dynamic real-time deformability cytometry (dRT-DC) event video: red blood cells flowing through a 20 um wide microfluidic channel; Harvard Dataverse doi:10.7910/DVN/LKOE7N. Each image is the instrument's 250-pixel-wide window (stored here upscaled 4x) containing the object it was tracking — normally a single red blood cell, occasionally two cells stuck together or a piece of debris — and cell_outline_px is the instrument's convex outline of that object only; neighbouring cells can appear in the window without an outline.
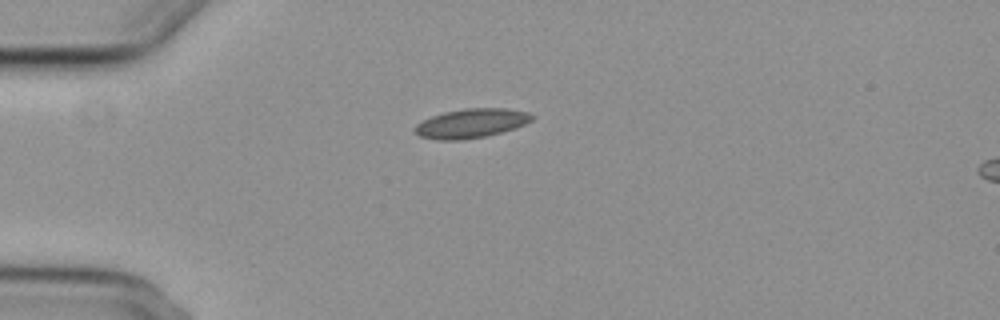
{"species": "common noctule bat (a hibernating species)", "species_latin": "Nyctalus noctula", "temperature_condition": "cold", "stored_images_in_passage": 5, "camera_frame_rate_fps": 3000, "um_per_image_px": 0.085, "animal": {"sex": "female", "body_mass_g": 29.2, "forearm_length_mm": 56.3}, "frame": {"image": 1, "passage_image": 5, "time_ms": 4.667, "image_size_px": [1000, 320], "cell_outline_px": [[536, 116], [532, 120], [516, 128], [484, 136], [460, 140], [440, 140], [420, 136], [416, 132], [416, 124], [432, 116], [444, 112], [464, 108], [508, 108], [528, 112]], "centroid_in_image_um": [40.1, 10.46], "position_along_channel_um": 44.9, "area_um2": 19.77}}